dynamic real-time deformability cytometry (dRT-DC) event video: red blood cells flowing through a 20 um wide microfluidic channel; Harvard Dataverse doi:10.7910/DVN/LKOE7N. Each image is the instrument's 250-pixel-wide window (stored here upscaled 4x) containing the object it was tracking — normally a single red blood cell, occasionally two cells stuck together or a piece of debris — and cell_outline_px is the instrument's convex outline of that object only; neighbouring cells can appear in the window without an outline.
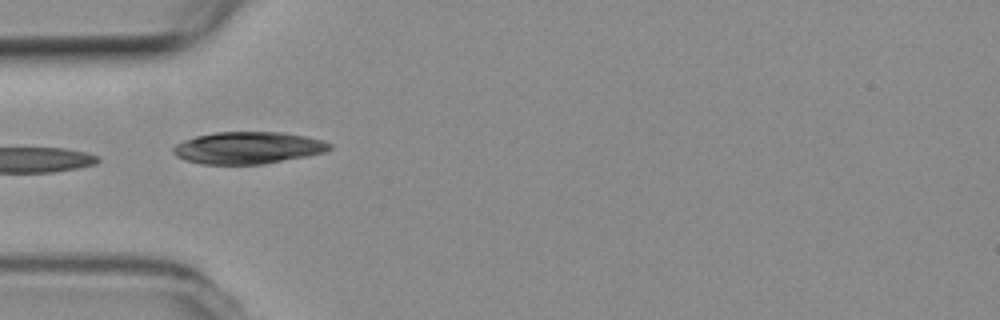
{"species": "common noctule bat (a hibernating species)", "species_latin": "Nyctalus noctula", "temperature_condition": "room temperature", "stored_images_in_passage": 25, "camera_frame_rate_fps": 3000, "um_per_image_px": 0.085, "animal": {"sex": "female", "body_mass_g": 19.3, "forearm_length_mm": 54.1}, "frame": {"image": 1, "passage_image": 1, "time_ms": 0.0, "image_size_px": [1000, 320], "cell_outline_px": [[332, 148], [324, 152], [304, 156], [260, 164], [200, 164], [184, 160], [176, 156], [172, 152], [172, 148], [176, 144], [184, 140], [196, 136], [216, 132], [280, 132], [308, 136], [324, 140], [332, 144]], "centroid_in_image_um": [21.05, 12.55], "position_along_channel_um": 63.9, "area_um2": 29.13}}